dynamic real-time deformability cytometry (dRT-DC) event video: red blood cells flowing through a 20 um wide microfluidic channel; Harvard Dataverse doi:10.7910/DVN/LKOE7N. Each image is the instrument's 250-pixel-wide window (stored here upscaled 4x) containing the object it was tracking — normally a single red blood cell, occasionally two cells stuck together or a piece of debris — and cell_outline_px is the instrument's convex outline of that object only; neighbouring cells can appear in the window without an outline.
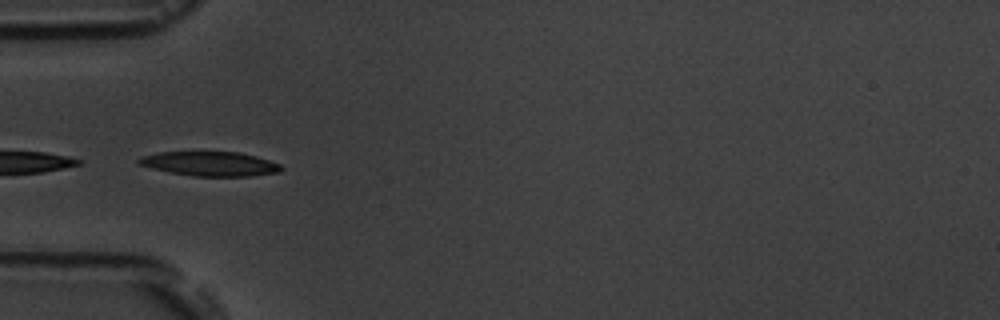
{"species": "common noctule bat (a hibernating species)", "species_latin": "Nyctalus noctula", "temperature_condition": "room temperature", "stored_images_in_passage": 8, "camera_frame_rate_fps": 3000, "um_per_image_px": 0.085, "animal": {"sex": "male", "body_mass_g": 19.5, "forearm_length_mm": 54.6}, "frame": {"image": 1, "passage_image": 6, "time_ms": 6.0, "image_size_px": [1000, 320], "cell_outline_px": [[284, 168], [280, 172], [252, 176], [192, 176], [168, 172], [136, 164], [136, 160], [140, 156], [160, 152], [240, 152], [256, 156], [280, 164]], "centroid_in_image_um": [17.83, 13.92], "position_along_channel_um": 67.2, "area_um2": 20.4}}